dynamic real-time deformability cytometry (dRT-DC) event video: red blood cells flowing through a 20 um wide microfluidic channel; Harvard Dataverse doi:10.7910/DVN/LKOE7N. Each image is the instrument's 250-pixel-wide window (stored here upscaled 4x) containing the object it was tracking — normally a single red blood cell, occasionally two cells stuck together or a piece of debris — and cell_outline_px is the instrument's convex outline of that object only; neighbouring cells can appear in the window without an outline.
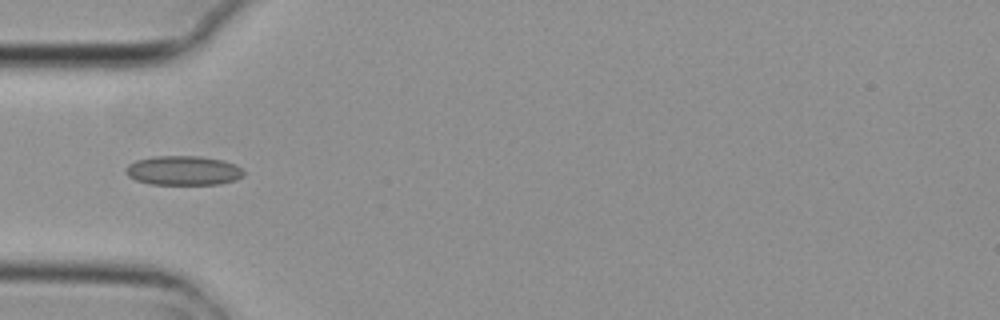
{"species": "common noctule bat (a hibernating species)", "species_latin": "Nyctalus noctula", "temperature_condition": "cold", "stored_images_in_passage": 6, "camera_frame_rate_fps": 3000, "um_per_image_px": 0.085, "animal": {"sex": "female", "body_mass_g": 29.2, "forearm_length_mm": 56.3}, "frame": {"image": 1, "passage_image": 5, "time_ms": 1.333, "image_size_px": [1000, 320], "cell_outline_px": [[244, 176], [236, 180], [220, 184], [148, 184], [136, 180], [128, 176], [124, 172], [128, 164], [136, 160], [156, 156], [200, 156], [224, 160], [240, 168], [244, 172]], "centroid_in_image_um": [15.57, 14.5], "position_along_channel_um": 69.4, "area_um2": 20.23}}
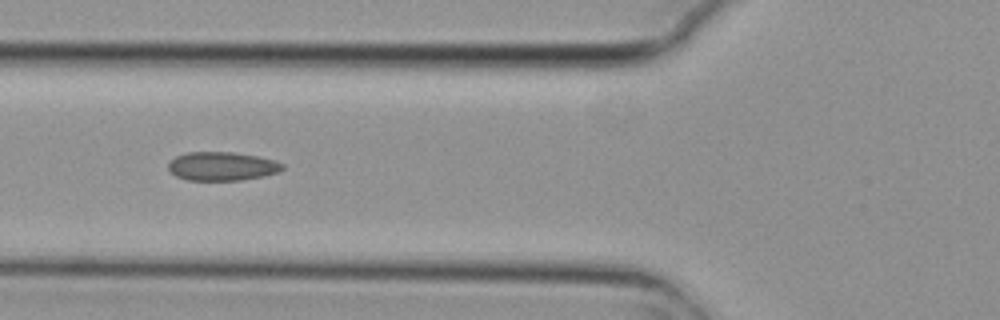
{"frame": {"image": 2, "passage_image": 6, "time_ms": 1.667, "image_size_px": [1000, 320], "cell_outline_px": [[284, 168], [280, 172], [264, 176], [240, 180], [188, 180], [176, 176], [168, 168], [168, 164], [176, 156], [188, 152], [232, 152], [256, 156], [276, 160], [284, 164]], "centroid_in_image_um": [18.91, 14.13], "position_along_channel_um": 106.9, "area_um2": 19.07}}